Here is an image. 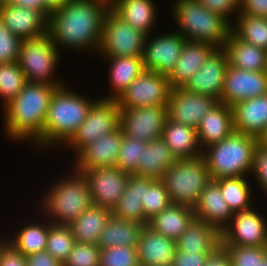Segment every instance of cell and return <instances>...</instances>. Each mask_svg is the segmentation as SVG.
<instances>
[{"label": "cell", "instance_id": "33", "mask_svg": "<svg viewBox=\"0 0 267 266\" xmlns=\"http://www.w3.org/2000/svg\"><path fill=\"white\" fill-rule=\"evenodd\" d=\"M109 60V95L103 99H117L121 93L144 71L142 57H105Z\"/></svg>", "mask_w": 267, "mask_h": 266}, {"label": "cell", "instance_id": "53", "mask_svg": "<svg viewBox=\"0 0 267 266\" xmlns=\"http://www.w3.org/2000/svg\"><path fill=\"white\" fill-rule=\"evenodd\" d=\"M206 266H232L227 251L220 245L206 261Z\"/></svg>", "mask_w": 267, "mask_h": 266}, {"label": "cell", "instance_id": "20", "mask_svg": "<svg viewBox=\"0 0 267 266\" xmlns=\"http://www.w3.org/2000/svg\"><path fill=\"white\" fill-rule=\"evenodd\" d=\"M122 130L117 128L97 141L84 146L75 156L72 167L83 172L92 168L114 167L122 141Z\"/></svg>", "mask_w": 267, "mask_h": 266}, {"label": "cell", "instance_id": "8", "mask_svg": "<svg viewBox=\"0 0 267 266\" xmlns=\"http://www.w3.org/2000/svg\"><path fill=\"white\" fill-rule=\"evenodd\" d=\"M60 54L48 33L36 38L22 39L18 64L26 81L65 85L64 81L54 75L61 60Z\"/></svg>", "mask_w": 267, "mask_h": 266}, {"label": "cell", "instance_id": "9", "mask_svg": "<svg viewBox=\"0 0 267 266\" xmlns=\"http://www.w3.org/2000/svg\"><path fill=\"white\" fill-rule=\"evenodd\" d=\"M147 35L123 21L111 9L103 19L98 55L142 57Z\"/></svg>", "mask_w": 267, "mask_h": 266}, {"label": "cell", "instance_id": "54", "mask_svg": "<svg viewBox=\"0 0 267 266\" xmlns=\"http://www.w3.org/2000/svg\"><path fill=\"white\" fill-rule=\"evenodd\" d=\"M3 2L38 11H52L45 0H2Z\"/></svg>", "mask_w": 267, "mask_h": 266}, {"label": "cell", "instance_id": "1", "mask_svg": "<svg viewBox=\"0 0 267 266\" xmlns=\"http://www.w3.org/2000/svg\"><path fill=\"white\" fill-rule=\"evenodd\" d=\"M110 9L106 0H69L49 15L48 34L57 48L65 51L98 52L103 19Z\"/></svg>", "mask_w": 267, "mask_h": 266}, {"label": "cell", "instance_id": "22", "mask_svg": "<svg viewBox=\"0 0 267 266\" xmlns=\"http://www.w3.org/2000/svg\"><path fill=\"white\" fill-rule=\"evenodd\" d=\"M234 131L260 138L267 131V94L233 106Z\"/></svg>", "mask_w": 267, "mask_h": 266}, {"label": "cell", "instance_id": "47", "mask_svg": "<svg viewBox=\"0 0 267 266\" xmlns=\"http://www.w3.org/2000/svg\"><path fill=\"white\" fill-rule=\"evenodd\" d=\"M250 175H253L255 181H257L256 185L260 186L259 189H262L264 194L267 195V148L260 144L255 151Z\"/></svg>", "mask_w": 267, "mask_h": 266}, {"label": "cell", "instance_id": "43", "mask_svg": "<svg viewBox=\"0 0 267 266\" xmlns=\"http://www.w3.org/2000/svg\"><path fill=\"white\" fill-rule=\"evenodd\" d=\"M100 266H140L137 248L115 246L101 249Z\"/></svg>", "mask_w": 267, "mask_h": 266}, {"label": "cell", "instance_id": "7", "mask_svg": "<svg viewBox=\"0 0 267 266\" xmlns=\"http://www.w3.org/2000/svg\"><path fill=\"white\" fill-rule=\"evenodd\" d=\"M161 180L172 204L194 207L205 186L212 180L205 158L178 159Z\"/></svg>", "mask_w": 267, "mask_h": 266}, {"label": "cell", "instance_id": "16", "mask_svg": "<svg viewBox=\"0 0 267 266\" xmlns=\"http://www.w3.org/2000/svg\"><path fill=\"white\" fill-rule=\"evenodd\" d=\"M267 94V71L227 67L220 102L228 106Z\"/></svg>", "mask_w": 267, "mask_h": 266}, {"label": "cell", "instance_id": "4", "mask_svg": "<svg viewBox=\"0 0 267 266\" xmlns=\"http://www.w3.org/2000/svg\"><path fill=\"white\" fill-rule=\"evenodd\" d=\"M72 169L69 176L54 181L39 202L42 206L39 210L55 225H69L93 205L87 179Z\"/></svg>", "mask_w": 267, "mask_h": 266}, {"label": "cell", "instance_id": "26", "mask_svg": "<svg viewBox=\"0 0 267 266\" xmlns=\"http://www.w3.org/2000/svg\"><path fill=\"white\" fill-rule=\"evenodd\" d=\"M175 242L177 251L184 254L212 253L221 245V233L214 226L194 218Z\"/></svg>", "mask_w": 267, "mask_h": 266}, {"label": "cell", "instance_id": "38", "mask_svg": "<svg viewBox=\"0 0 267 266\" xmlns=\"http://www.w3.org/2000/svg\"><path fill=\"white\" fill-rule=\"evenodd\" d=\"M231 23V32L239 39L267 51V18L240 12Z\"/></svg>", "mask_w": 267, "mask_h": 266}, {"label": "cell", "instance_id": "13", "mask_svg": "<svg viewBox=\"0 0 267 266\" xmlns=\"http://www.w3.org/2000/svg\"><path fill=\"white\" fill-rule=\"evenodd\" d=\"M221 246H267V219L253 207L235 212L221 232Z\"/></svg>", "mask_w": 267, "mask_h": 266}, {"label": "cell", "instance_id": "34", "mask_svg": "<svg viewBox=\"0 0 267 266\" xmlns=\"http://www.w3.org/2000/svg\"><path fill=\"white\" fill-rule=\"evenodd\" d=\"M112 215V210L92 205L68 226L76 242L97 245L100 234Z\"/></svg>", "mask_w": 267, "mask_h": 266}, {"label": "cell", "instance_id": "21", "mask_svg": "<svg viewBox=\"0 0 267 266\" xmlns=\"http://www.w3.org/2000/svg\"><path fill=\"white\" fill-rule=\"evenodd\" d=\"M195 218L214 226L220 233L229 224L233 212L224 200L219 185L211 180L193 207Z\"/></svg>", "mask_w": 267, "mask_h": 266}, {"label": "cell", "instance_id": "6", "mask_svg": "<svg viewBox=\"0 0 267 266\" xmlns=\"http://www.w3.org/2000/svg\"><path fill=\"white\" fill-rule=\"evenodd\" d=\"M173 20L185 40L209 43L224 47L231 33V23L222 15L207 10L197 0H173Z\"/></svg>", "mask_w": 267, "mask_h": 266}, {"label": "cell", "instance_id": "30", "mask_svg": "<svg viewBox=\"0 0 267 266\" xmlns=\"http://www.w3.org/2000/svg\"><path fill=\"white\" fill-rule=\"evenodd\" d=\"M195 218L192 207L171 204L148 221L153 231L176 241Z\"/></svg>", "mask_w": 267, "mask_h": 266}, {"label": "cell", "instance_id": "15", "mask_svg": "<svg viewBox=\"0 0 267 266\" xmlns=\"http://www.w3.org/2000/svg\"><path fill=\"white\" fill-rule=\"evenodd\" d=\"M94 205L113 211L125 191L129 174L117 167L92 168L82 172Z\"/></svg>", "mask_w": 267, "mask_h": 266}, {"label": "cell", "instance_id": "58", "mask_svg": "<svg viewBox=\"0 0 267 266\" xmlns=\"http://www.w3.org/2000/svg\"><path fill=\"white\" fill-rule=\"evenodd\" d=\"M6 238L5 237H1L0 236V248H1V246L7 241V240H5Z\"/></svg>", "mask_w": 267, "mask_h": 266}, {"label": "cell", "instance_id": "35", "mask_svg": "<svg viewBox=\"0 0 267 266\" xmlns=\"http://www.w3.org/2000/svg\"><path fill=\"white\" fill-rule=\"evenodd\" d=\"M44 220L48 222H43ZM43 221L41 223L40 220L29 223L27 221L26 225L19 227L14 234L12 233L13 236L6 238L7 242L25 257L45 251L49 228L53 223L46 219Z\"/></svg>", "mask_w": 267, "mask_h": 266}, {"label": "cell", "instance_id": "51", "mask_svg": "<svg viewBox=\"0 0 267 266\" xmlns=\"http://www.w3.org/2000/svg\"><path fill=\"white\" fill-rule=\"evenodd\" d=\"M239 12L267 18V0H239Z\"/></svg>", "mask_w": 267, "mask_h": 266}, {"label": "cell", "instance_id": "32", "mask_svg": "<svg viewBox=\"0 0 267 266\" xmlns=\"http://www.w3.org/2000/svg\"><path fill=\"white\" fill-rule=\"evenodd\" d=\"M144 224L117 218L113 214L104 226L98 246L100 249L126 246L137 248Z\"/></svg>", "mask_w": 267, "mask_h": 266}, {"label": "cell", "instance_id": "29", "mask_svg": "<svg viewBox=\"0 0 267 266\" xmlns=\"http://www.w3.org/2000/svg\"><path fill=\"white\" fill-rule=\"evenodd\" d=\"M161 138L177 159L202 155L195 128L167 118Z\"/></svg>", "mask_w": 267, "mask_h": 266}, {"label": "cell", "instance_id": "24", "mask_svg": "<svg viewBox=\"0 0 267 266\" xmlns=\"http://www.w3.org/2000/svg\"><path fill=\"white\" fill-rule=\"evenodd\" d=\"M196 131L202 151L219 143L234 131L232 108L218 102L200 121Z\"/></svg>", "mask_w": 267, "mask_h": 266}, {"label": "cell", "instance_id": "42", "mask_svg": "<svg viewBox=\"0 0 267 266\" xmlns=\"http://www.w3.org/2000/svg\"><path fill=\"white\" fill-rule=\"evenodd\" d=\"M146 142L122 135L120 151L115 167L128 174H135Z\"/></svg>", "mask_w": 267, "mask_h": 266}, {"label": "cell", "instance_id": "49", "mask_svg": "<svg viewBox=\"0 0 267 266\" xmlns=\"http://www.w3.org/2000/svg\"><path fill=\"white\" fill-rule=\"evenodd\" d=\"M0 266H27L26 257L6 241L0 248Z\"/></svg>", "mask_w": 267, "mask_h": 266}, {"label": "cell", "instance_id": "39", "mask_svg": "<svg viewBox=\"0 0 267 266\" xmlns=\"http://www.w3.org/2000/svg\"><path fill=\"white\" fill-rule=\"evenodd\" d=\"M172 204L170 196L161 179L144 177V222L148 224L154 216Z\"/></svg>", "mask_w": 267, "mask_h": 266}, {"label": "cell", "instance_id": "10", "mask_svg": "<svg viewBox=\"0 0 267 266\" xmlns=\"http://www.w3.org/2000/svg\"><path fill=\"white\" fill-rule=\"evenodd\" d=\"M91 106L86 119L73 136L62 146L72 149L75 155L86 145L97 141L119 128L120 108L115 99L99 96Z\"/></svg>", "mask_w": 267, "mask_h": 266}, {"label": "cell", "instance_id": "45", "mask_svg": "<svg viewBox=\"0 0 267 266\" xmlns=\"http://www.w3.org/2000/svg\"><path fill=\"white\" fill-rule=\"evenodd\" d=\"M228 253L232 266H257V257L267 254V246H222Z\"/></svg>", "mask_w": 267, "mask_h": 266}, {"label": "cell", "instance_id": "11", "mask_svg": "<svg viewBox=\"0 0 267 266\" xmlns=\"http://www.w3.org/2000/svg\"><path fill=\"white\" fill-rule=\"evenodd\" d=\"M171 89L167 75L144 70L116 101L119 108L167 106Z\"/></svg>", "mask_w": 267, "mask_h": 266}, {"label": "cell", "instance_id": "18", "mask_svg": "<svg viewBox=\"0 0 267 266\" xmlns=\"http://www.w3.org/2000/svg\"><path fill=\"white\" fill-rule=\"evenodd\" d=\"M50 12L0 1V18L3 24L12 34L21 39L46 35Z\"/></svg>", "mask_w": 267, "mask_h": 266}, {"label": "cell", "instance_id": "48", "mask_svg": "<svg viewBox=\"0 0 267 266\" xmlns=\"http://www.w3.org/2000/svg\"><path fill=\"white\" fill-rule=\"evenodd\" d=\"M207 10L225 17L230 23L239 13V0H197ZM235 15V16H234Z\"/></svg>", "mask_w": 267, "mask_h": 266}, {"label": "cell", "instance_id": "50", "mask_svg": "<svg viewBox=\"0 0 267 266\" xmlns=\"http://www.w3.org/2000/svg\"><path fill=\"white\" fill-rule=\"evenodd\" d=\"M211 253H188L176 251L172 266H206Z\"/></svg>", "mask_w": 267, "mask_h": 266}, {"label": "cell", "instance_id": "31", "mask_svg": "<svg viewBox=\"0 0 267 266\" xmlns=\"http://www.w3.org/2000/svg\"><path fill=\"white\" fill-rule=\"evenodd\" d=\"M177 160L162 138L154 139L146 143L135 175L161 179L168 168Z\"/></svg>", "mask_w": 267, "mask_h": 266}, {"label": "cell", "instance_id": "12", "mask_svg": "<svg viewBox=\"0 0 267 266\" xmlns=\"http://www.w3.org/2000/svg\"><path fill=\"white\" fill-rule=\"evenodd\" d=\"M168 118L167 106L120 108L123 135L148 143L162 136Z\"/></svg>", "mask_w": 267, "mask_h": 266}, {"label": "cell", "instance_id": "44", "mask_svg": "<svg viewBox=\"0 0 267 266\" xmlns=\"http://www.w3.org/2000/svg\"><path fill=\"white\" fill-rule=\"evenodd\" d=\"M100 247L76 242L63 266H100Z\"/></svg>", "mask_w": 267, "mask_h": 266}, {"label": "cell", "instance_id": "17", "mask_svg": "<svg viewBox=\"0 0 267 266\" xmlns=\"http://www.w3.org/2000/svg\"><path fill=\"white\" fill-rule=\"evenodd\" d=\"M228 57L224 48H216L189 79L184 90L210 96L220 102L224 85Z\"/></svg>", "mask_w": 267, "mask_h": 266}, {"label": "cell", "instance_id": "3", "mask_svg": "<svg viewBox=\"0 0 267 266\" xmlns=\"http://www.w3.org/2000/svg\"><path fill=\"white\" fill-rule=\"evenodd\" d=\"M96 100L80 95L69 84L58 87L50 100L42 133V150L52 151L53 147L63 146L86 119Z\"/></svg>", "mask_w": 267, "mask_h": 266}, {"label": "cell", "instance_id": "40", "mask_svg": "<svg viewBox=\"0 0 267 266\" xmlns=\"http://www.w3.org/2000/svg\"><path fill=\"white\" fill-rule=\"evenodd\" d=\"M27 83L18 62L0 64V98L3 107L13 100Z\"/></svg>", "mask_w": 267, "mask_h": 266}, {"label": "cell", "instance_id": "2", "mask_svg": "<svg viewBox=\"0 0 267 266\" xmlns=\"http://www.w3.org/2000/svg\"><path fill=\"white\" fill-rule=\"evenodd\" d=\"M63 85L27 82L3 109L4 133L11 141H29L42 150V133L51 97Z\"/></svg>", "mask_w": 267, "mask_h": 266}, {"label": "cell", "instance_id": "25", "mask_svg": "<svg viewBox=\"0 0 267 266\" xmlns=\"http://www.w3.org/2000/svg\"><path fill=\"white\" fill-rule=\"evenodd\" d=\"M215 49L209 43L186 40L176 66L167 76L171 88H183Z\"/></svg>", "mask_w": 267, "mask_h": 266}, {"label": "cell", "instance_id": "19", "mask_svg": "<svg viewBox=\"0 0 267 266\" xmlns=\"http://www.w3.org/2000/svg\"><path fill=\"white\" fill-rule=\"evenodd\" d=\"M218 101L210 96L171 89L167 105L168 118L197 129L200 121Z\"/></svg>", "mask_w": 267, "mask_h": 266}, {"label": "cell", "instance_id": "36", "mask_svg": "<svg viewBox=\"0 0 267 266\" xmlns=\"http://www.w3.org/2000/svg\"><path fill=\"white\" fill-rule=\"evenodd\" d=\"M142 201H144V177L129 174L125 191L112 214L117 218L139 222L146 226Z\"/></svg>", "mask_w": 267, "mask_h": 266}, {"label": "cell", "instance_id": "57", "mask_svg": "<svg viewBox=\"0 0 267 266\" xmlns=\"http://www.w3.org/2000/svg\"><path fill=\"white\" fill-rule=\"evenodd\" d=\"M257 266H267V254L264 257H257Z\"/></svg>", "mask_w": 267, "mask_h": 266}, {"label": "cell", "instance_id": "52", "mask_svg": "<svg viewBox=\"0 0 267 266\" xmlns=\"http://www.w3.org/2000/svg\"><path fill=\"white\" fill-rule=\"evenodd\" d=\"M27 266H63L59 260L55 259L46 250L26 256Z\"/></svg>", "mask_w": 267, "mask_h": 266}, {"label": "cell", "instance_id": "37", "mask_svg": "<svg viewBox=\"0 0 267 266\" xmlns=\"http://www.w3.org/2000/svg\"><path fill=\"white\" fill-rule=\"evenodd\" d=\"M248 177H230L214 180L233 213L252 208L253 192Z\"/></svg>", "mask_w": 267, "mask_h": 266}, {"label": "cell", "instance_id": "56", "mask_svg": "<svg viewBox=\"0 0 267 266\" xmlns=\"http://www.w3.org/2000/svg\"><path fill=\"white\" fill-rule=\"evenodd\" d=\"M259 144L262 147L267 148V131L259 138Z\"/></svg>", "mask_w": 267, "mask_h": 266}, {"label": "cell", "instance_id": "14", "mask_svg": "<svg viewBox=\"0 0 267 266\" xmlns=\"http://www.w3.org/2000/svg\"><path fill=\"white\" fill-rule=\"evenodd\" d=\"M185 38L178 32L169 31L153 37H146L142 61L144 70L169 75L181 56Z\"/></svg>", "mask_w": 267, "mask_h": 266}, {"label": "cell", "instance_id": "55", "mask_svg": "<svg viewBox=\"0 0 267 266\" xmlns=\"http://www.w3.org/2000/svg\"><path fill=\"white\" fill-rule=\"evenodd\" d=\"M46 4L53 10L57 7H60L62 3L69 0H45Z\"/></svg>", "mask_w": 267, "mask_h": 266}, {"label": "cell", "instance_id": "27", "mask_svg": "<svg viewBox=\"0 0 267 266\" xmlns=\"http://www.w3.org/2000/svg\"><path fill=\"white\" fill-rule=\"evenodd\" d=\"M155 3L153 0H113L110 9L133 28L149 36L158 17Z\"/></svg>", "mask_w": 267, "mask_h": 266}, {"label": "cell", "instance_id": "46", "mask_svg": "<svg viewBox=\"0 0 267 266\" xmlns=\"http://www.w3.org/2000/svg\"><path fill=\"white\" fill-rule=\"evenodd\" d=\"M22 39L12 34L0 18V64L18 62Z\"/></svg>", "mask_w": 267, "mask_h": 266}, {"label": "cell", "instance_id": "5", "mask_svg": "<svg viewBox=\"0 0 267 266\" xmlns=\"http://www.w3.org/2000/svg\"><path fill=\"white\" fill-rule=\"evenodd\" d=\"M259 139L233 131L229 136L202 151L212 180L249 177Z\"/></svg>", "mask_w": 267, "mask_h": 266}, {"label": "cell", "instance_id": "28", "mask_svg": "<svg viewBox=\"0 0 267 266\" xmlns=\"http://www.w3.org/2000/svg\"><path fill=\"white\" fill-rule=\"evenodd\" d=\"M228 65L246 71H267V51L237 38L232 32L224 44Z\"/></svg>", "mask_w": 267, "mask_h": 266}, {"label": "cell", "instance_id": "23", "mask_svg": "<svg viewBox=\"0 0 267 266\" xmlns=\"http://www.w3.org/2000/svg\"><path fill=\"white\" fill-rule=\"evenodd\" d=\"M176 251L175 241L147 225L143 228L137 246L140 266H172Z\"/></svg>", "mask_w": 267, "mask_h": 266}, {"label": "cell", "instance_id": "41", "mask_svg": "<svg viewBox=\"0 0 267 266\" xmlns=\"http://www.w3.org/2000/svg\"><path fill=\"white\" fill-rule=\"evenodd\" d=\"M75 243L76 240L68 225L52 224L49 228L45 250L55 259L64 263Z\"/></svg>", "mask_w": 267, "mask_h": 266}]
</instances>
